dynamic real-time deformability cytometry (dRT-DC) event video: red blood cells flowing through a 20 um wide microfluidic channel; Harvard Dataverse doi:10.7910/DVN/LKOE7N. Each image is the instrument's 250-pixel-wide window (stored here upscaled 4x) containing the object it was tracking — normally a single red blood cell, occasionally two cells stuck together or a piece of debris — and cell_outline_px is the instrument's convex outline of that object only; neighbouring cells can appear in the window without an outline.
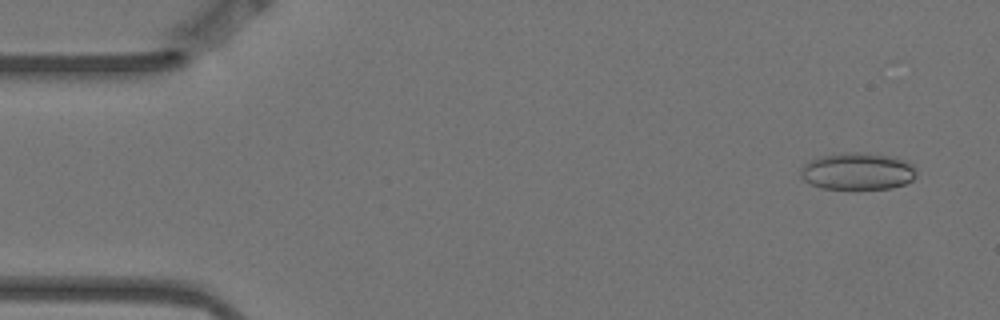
{"species": "Egyptian fruit bat (a non-hibernating species)", "species_latin": "Rousettus aegyptiacus", "temperature_condition": "warm", "stored_images_in_passage": 4, "camera_frame_rate_fps": 3000, "um_per_image_px": 0.085, "animal": {"sex": "female"}, "frame": {"image": 1, "passage_image": 1, "time_ms": 0.0, "image_size_px": [1000, 320], "cell_outline_px": [[916, 176], [912, 180], [904, 184], [892, 188], [820, 188], [804, 180], [800, 176], [800, 168], [808, 160], [820, 156], [844, 152], [856, 152], [892, 156], [908, 160], [916, 168]], "centroid_in_image_um": [72.9, 14.54], "position_along_channel_um": 12.1, "area_um2": 25.14}}